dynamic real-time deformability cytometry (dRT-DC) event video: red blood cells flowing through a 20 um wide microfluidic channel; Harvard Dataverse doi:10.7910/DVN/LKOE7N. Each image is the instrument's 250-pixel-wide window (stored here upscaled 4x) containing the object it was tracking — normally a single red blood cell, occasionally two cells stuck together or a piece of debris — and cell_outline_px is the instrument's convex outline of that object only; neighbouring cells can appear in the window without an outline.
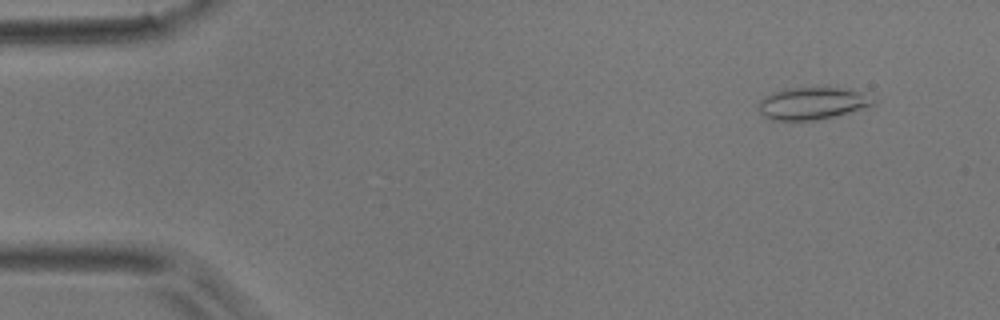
{"species": "common noctule bat (a hibernating species)", "species_latin": "Nyctalus noctula", "temperature_condition": "room temperature", "stored_images_in_passage": 4, "camera_frame_rate_fps": 3000, "um_per_image_px": 0.085, "animal": {"sex": "male", "body_mass_g": 17.9}, "frame": {"image": 1, "passage_image": 2, "time_ms": 1.0, "image_size_px": [1000, 320], "cell_outline_px": [[876, 104], [836, 116], [816, 120], [772, 120], [764, 116], [760, 112], [760, 100], [764, 96], [772, 92], [784, 88], [852, 88], [872, 92], [876, 100]], "centroid_in_image_um": [69.16, 8.76], "position_along_channel_um": 15.8, "area_um2": 22.02}}